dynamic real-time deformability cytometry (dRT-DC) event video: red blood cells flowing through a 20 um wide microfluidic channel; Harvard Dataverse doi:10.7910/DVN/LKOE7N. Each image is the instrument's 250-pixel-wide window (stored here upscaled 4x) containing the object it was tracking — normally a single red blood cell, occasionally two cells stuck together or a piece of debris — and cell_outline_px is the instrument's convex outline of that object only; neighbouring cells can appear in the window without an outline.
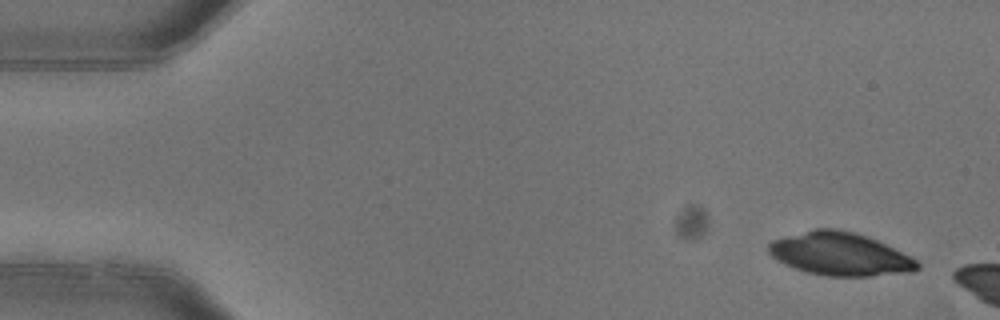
{"species": "common noctule bat (a hibernating species)", "species_latin": "Nyctalus noctula", "temperature_condition": "warm", "stored_images_in_passage": 3, "camera_frame_rate_fps": 3000, "um_per_image_px": 0.085, "animal": {"sex": "female"}, "frame": {"image": 1, "passage_image": 1, "time_ms": 0.0, "image_size_px": [1000, 320], "cell_outline_px": [[920, 268], [912, 272], [872, 276], [824, 276], [804, 272], [784, 264], [776, 260], [768, 252], [768, 244], [772, 240], [816, 228], [836, 228], [856, 232], [876, 240], [916, 260], [920, 264]], "centroid_in_image_um": [71.37, 21.6], "position_along_channel_um": 13.6, "area_um2": 37.28}}